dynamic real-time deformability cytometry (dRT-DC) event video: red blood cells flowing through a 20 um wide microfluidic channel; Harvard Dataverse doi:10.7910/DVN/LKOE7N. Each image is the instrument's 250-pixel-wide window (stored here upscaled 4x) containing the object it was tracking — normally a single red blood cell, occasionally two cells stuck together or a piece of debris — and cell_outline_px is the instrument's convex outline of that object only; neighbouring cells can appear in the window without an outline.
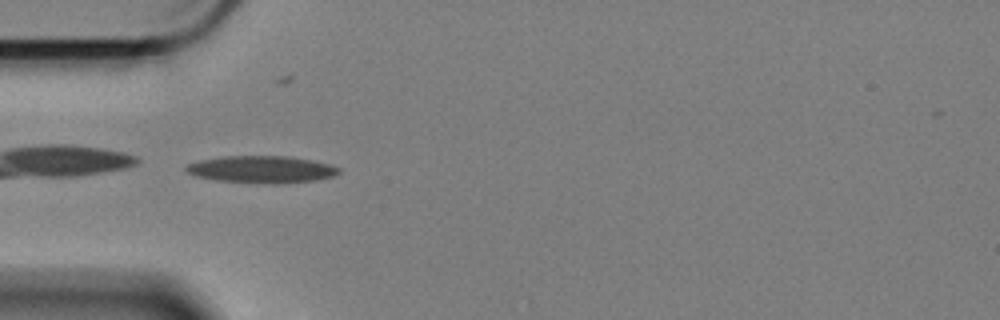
{"species": "Egyptian fruit bat (a non-hibernating species)", "species_latin": "Rousettus aegyptiacus", "temperature_condition": "cold", "stored_images_in_passage": 41, "camera_frame_rate_fps": 3000, "um_per_image_px": 0.085, "animal": {"sex": "female"}, "frame": {"image": 1, "passage_image": 2, "time_ms": 0.333, "image_size_px": [1000, 320], "cell_outline_px": [[340, 172], [332, 176], [316, 180], [280, 184], [272, 184], [216, 180], [196, 176], [188, 172], [184, 168], [188, 164], [200, 160], [224, 156], [288, 156], [312, 160], [328, 164], [340, 168]], "centroid_in_image_um": [22.24, 14.4], "position_along_channel_um": 62.8, "area_um2": 24.04}}
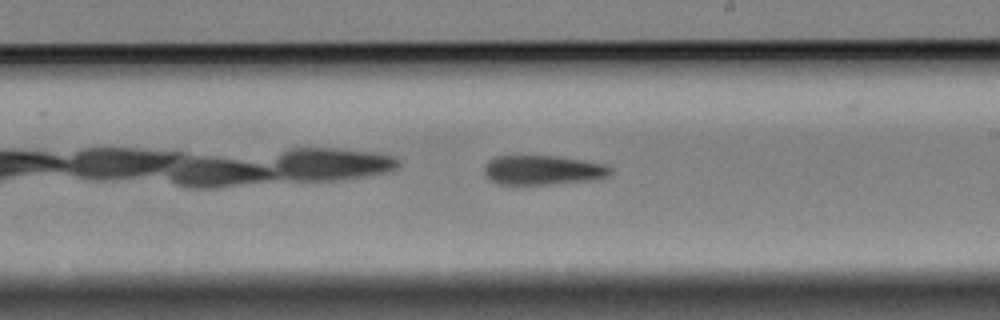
{"frame": {"image": 2, "passage_image": 18, "time_ms": 5.667, "image_size_px": [1000, 320], "cell_outline_px": [[612, 172], [608, 176], [592, 180], [544, 184], [500, 184], [488, 180], [484, 172], [484, 168], [488, 160], [496, 156], [556, 156], [604, 164], [612, 168]], "centroid_in_image_um": [46.11, 14.45], "position_along_channel_um": 242.9, "area_um2": 21.5}}
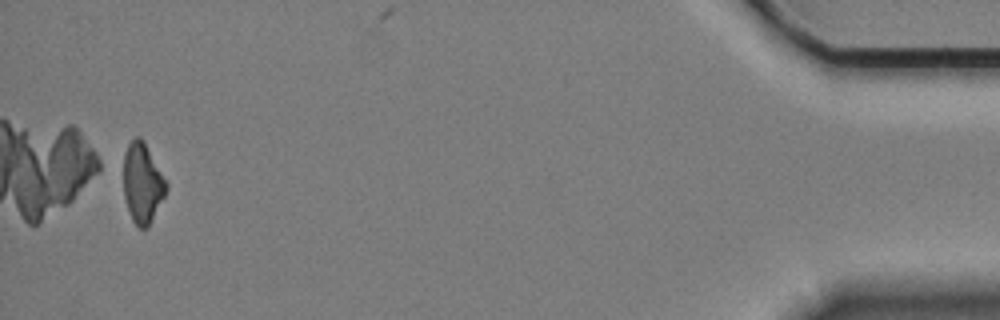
{"frame": {"image": 3, "passage_image": 41, "time_ms": 13.333, "image_size_px": [1000, 320], "cell_outline_px": [[168, 188], [148, 228], [140, 228], [132, 220], [124, 196], [124, 152], [128, 144], [136, 136], [140, 136], [144, 140], [168, 180]], "centroid_in_image_um": [12.14, 15.52], "position_along_channel_um": 423.1, "area_um2": 20.17}, "authors_computed_cell_mechanics": {"area_um2": 22.3686, "velocity_mm_per_s": 3.3858, "shape_relaxation_time_tau1_ms": 6.3217, "shape_relaxation_time_tau2_ms": null, "deformation_change_tau1": 0.1624, "deformation_change_tau2": null}}